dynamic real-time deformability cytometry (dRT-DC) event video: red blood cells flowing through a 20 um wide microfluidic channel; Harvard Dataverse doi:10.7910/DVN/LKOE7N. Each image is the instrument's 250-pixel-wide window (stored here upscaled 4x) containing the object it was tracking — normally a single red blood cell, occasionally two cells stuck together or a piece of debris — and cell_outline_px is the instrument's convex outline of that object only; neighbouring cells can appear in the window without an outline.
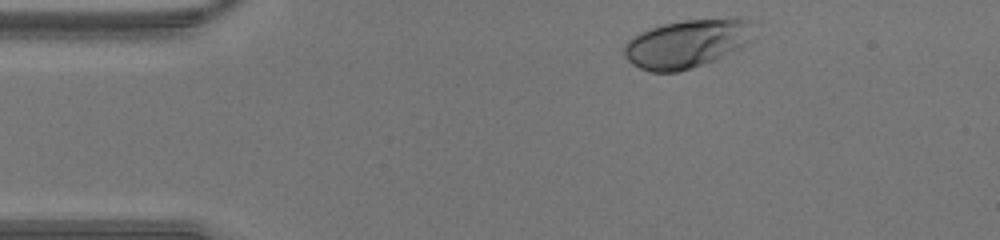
{"species": "human", "species_latin": "Homo sapiens", "temperature_condition": "warm", "stored_images_in_passage": 33, "camera_frame_rate_fps": 3000, "um_per_image_px": 0.085, "donor": {"sex": "male"}, "frame": {"image": 1, "passage_image": 1, "time_ms": 0.0, "image_size_px": [1000, 240], "cell_outline_px": [[752, 40], [740, 48], [716, 60], [692, 68], [676, 72], [652, 72], [640, 68], [632, 64], [624, 56], [624, 44], [632, 36], [640, 32], [664, 24], [680, 20], [728, 16], [740, 16], [752, 20]], "centroid_in_image_um": [58.44, 3.67], "position_along_channel_um": 26.6, "area_um2": 37.34}}
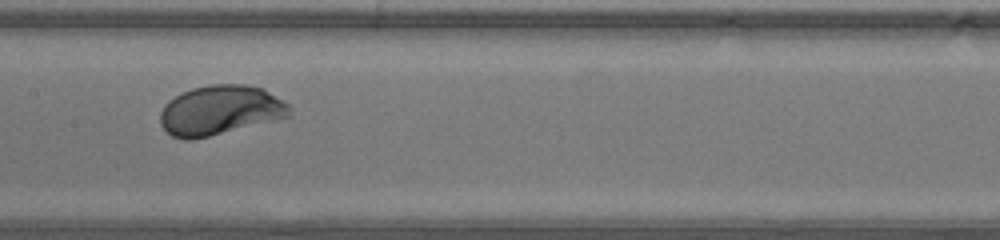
{"frame": {"image": 2, "passage_image": 16, "time_ms": 5.0, "image_size_px": [1000, 240], "cell_outline_px": [[288, 116], [192, 140], [184, 140], [172, 136], [160, 124], [160, 112], [164, 104], [168, 100], [192, 88], [208, 84], [244, 84], [264, 88], [288, 104]], "centroid_in_image_um": [18.65, 9.35], "position_along_channel_um": 188.8, "area_um2": 36.88}}
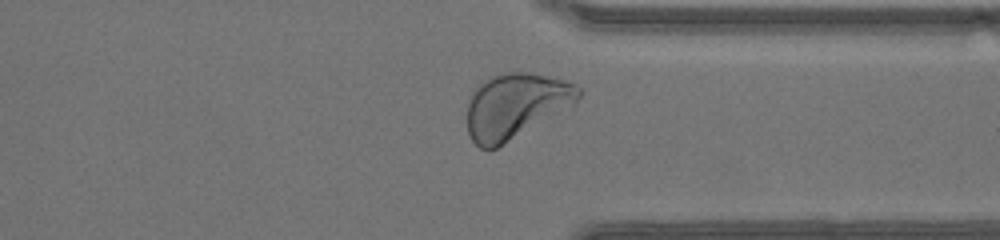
{"frame": {"image": 3, "passage_image": 28, "time_ms": 9.0, "image_size_px": [1000, 240], "cell_outline_px": [[584, 92], [572, 108], [496, 148], [480, 148], [472, 140], [468, 132], [468, 100], [476, 88], [488, 76], [508, 72], [528, 72], [564, 80], [576, 84]], "centroid_in_image_um": [43.89, 8.99], "position_along_channel_um": 367.5, "area_um2": 42.71}}